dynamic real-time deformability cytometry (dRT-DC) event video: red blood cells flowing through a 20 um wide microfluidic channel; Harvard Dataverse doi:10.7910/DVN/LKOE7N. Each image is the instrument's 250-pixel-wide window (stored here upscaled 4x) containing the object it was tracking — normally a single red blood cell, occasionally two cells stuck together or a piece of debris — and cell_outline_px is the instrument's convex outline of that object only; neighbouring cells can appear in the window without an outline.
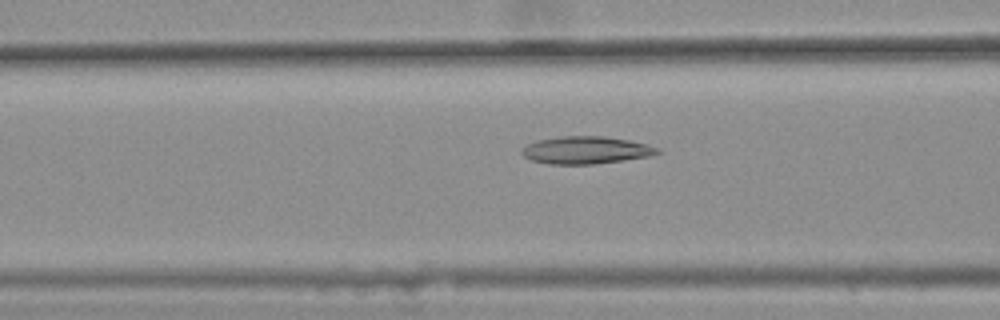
{"species": "common noctule bat (a hibernating species)", "species_latin": "Nyctalus noctula", "temperature_condition": "warm", "stored_images_in_passage": 50, "camera_frame_rate_fps": 3000, "um_per_image_px": 0.085, "animal": {"sex": "female", "body_mass_g": 25.1}, "frame": {"image": 1, "passage_image": 22, "time_ms": 7.0, "image_size_px": [1000, 320], "cell_outline_px": [[664, 152], [652, 156], [592, 164], [548, 164], [532, 160], [524, 156], [520, 152], [520, 148], [536, 140], [560, 136], [604, 136], [628, 140], [660, 148]], "centroid_in_image_um": [49.8, 12.76], "position_along_channel_um": 116.8, "area_um2": 21.79}}
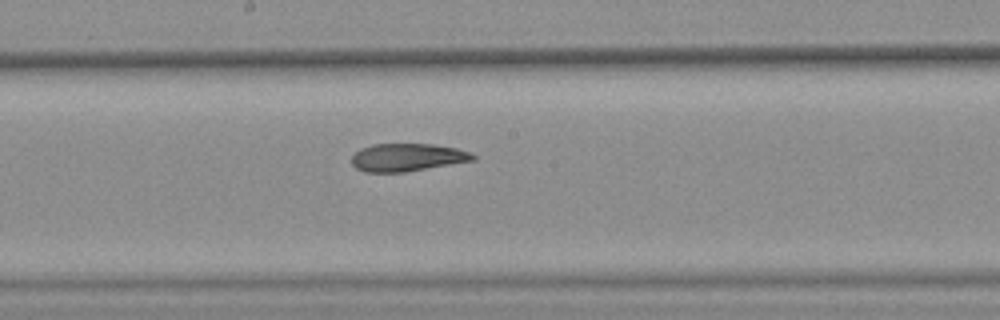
{"frame": {"image": 2, "passage_image": 30, "time_ms": 9.667, "image_size_px": [1000, 320], "cell_outline_px": [[476, 160], [404, 172], [364, 172], [356, 168], [352, 164], [352, 156], [360, 148], [372, 144], [432, 144], [456, 148], [468, 152], [476, 156]], "centroid_in_image_um": [34.6, 13.38], "position_along_channel_um": 213.6, "area_um2": 19.59}}
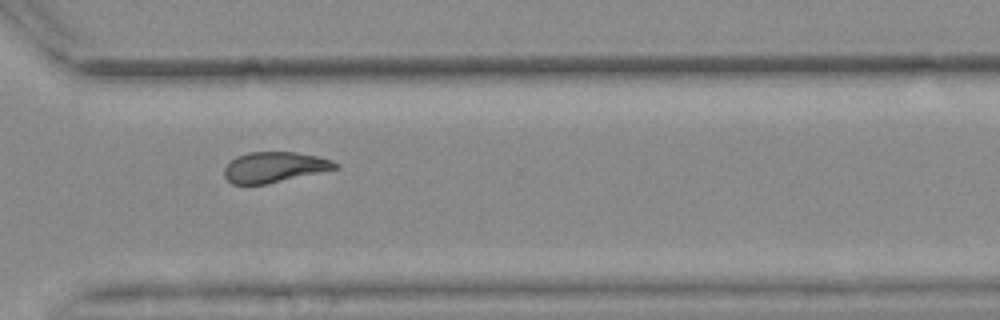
{"frame": {"image": 3, "passage_image": 41, "time_ms": 13.333, "image_size_px": [1000, 320], "cell_outline_px": [[340, 168], [264, 184], [232, 184], [224, 176], [224, 168], [236, 156], [248, 152], [296, 152], [316, 156], [332, 160], [340, 164]], "centroid_in_image_um": [23.34, 14.2], "position_along_channel_um": 347.3, "area_um2": 19.59}, "authors_computed_cell_mechanics": {"area_um2": 21.2415, "velocity_mm_per_s": 3.6347, "shape_relaxation_time_tau1_ms": null, "shape_relaxation_time_tau2_ms": 3.9652, "deformation_change_tau1": null, "deformation_change_tau2": 0.1051}}